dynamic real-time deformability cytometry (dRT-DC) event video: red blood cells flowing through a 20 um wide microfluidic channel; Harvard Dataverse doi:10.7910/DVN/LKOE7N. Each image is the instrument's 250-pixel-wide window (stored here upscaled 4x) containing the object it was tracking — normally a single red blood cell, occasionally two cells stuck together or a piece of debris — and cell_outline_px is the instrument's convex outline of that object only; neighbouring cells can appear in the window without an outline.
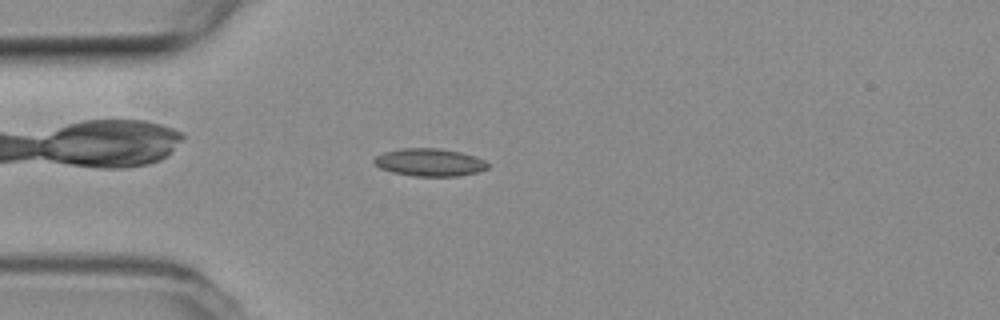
{"species": "common noctule bat (a hibernating species)", "species_latin": "Nyctalus noctula", "temperature_condition": "room temperature", "stored_images_in_passage": 52, "camera_frame_rate_fps": 3000, "um_per_image_px": 0.085, "animal": {"sex": "female", "body_mass_g": 19.3, "forearm_length_mm": 54.1}, "frame": {"image": 1, "passage_image": 13, "time_ms": 4.0, "image_size_px": [1000, 320], "cell_outline_px": [[488, 168], [476, 172], [456, 176], [412, 176], [392, 172], [380, 168], [372, 164], [372, 160], [376, 156], [384, 152], [404, 148], [440, 148], [460, 152], [484, 160], [488, 164]], "centroid_in_image_um": [36.45, 13.8], "position_along_channel_um": 48.5, "area_um2": 18.26}}
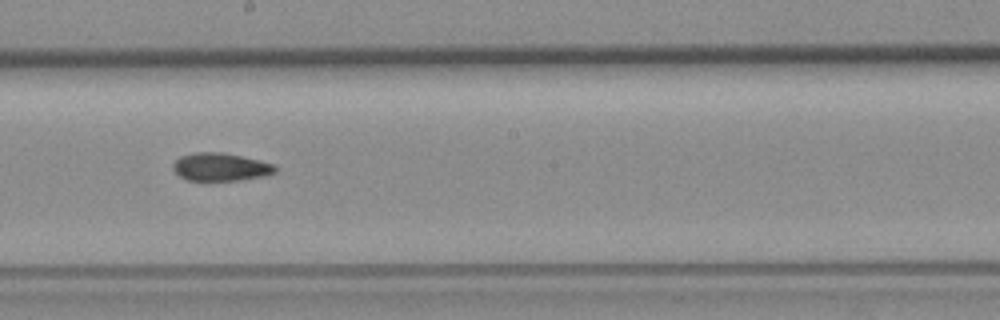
{"frame": {"image": 2, "passage_image": 28, "time_ms": 9.0, "image_size_px": [1000, 320], "cell_outline_px": [[276, 172], [260, 176], [240, 180], [188, 180], [180, 176], [172, 168], [172, 164], [180, 156], [196, 152], [220, 152], [260, 160], [272, 164], [276, 168]], "centroid_in_image_um": [18.71, 14.18], "position_along_channel_um": 229.5, "area_um2": 16.36}}
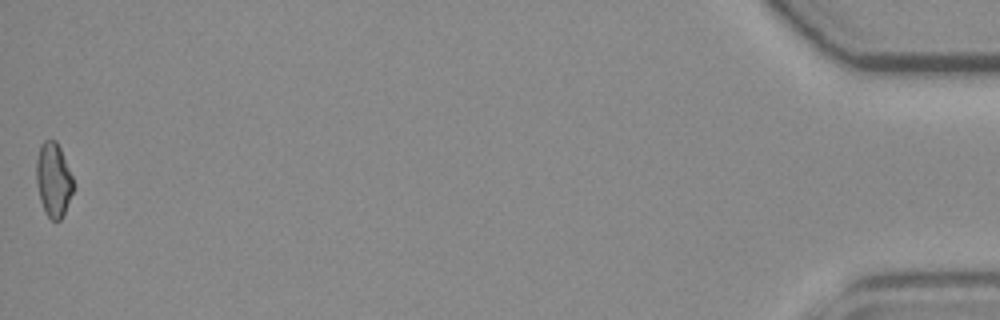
{"frame": {"image": 3, "passage_image": 52, "time_ms": 17.0, "image_size_px": [1000, 320], "cell_outline_px": [[72, 192], [64, 212], [60, 220], [52, 220], [48, 216], [40, 200], [36, 180], [36, 160], [40, 144], [44, 140], [56, 140], [60, 148], [72, 176]], "centroid_in_image_um": [4.51, 15.24], "position_along_channel_um": 430.7, "area_um2": 15.61}, "authors_computed_cell_mechanics": {"area_um2": 16.8198, "velocity_mm_per_s": 3.8341, "shape_relaxation_time_tau1_ms": 6.847, "shape_relaxation_time_tau2_ms": 4.1514, "deformation_change_tau1": 0.1452, "deformation_change_tau2": 0.0965}}